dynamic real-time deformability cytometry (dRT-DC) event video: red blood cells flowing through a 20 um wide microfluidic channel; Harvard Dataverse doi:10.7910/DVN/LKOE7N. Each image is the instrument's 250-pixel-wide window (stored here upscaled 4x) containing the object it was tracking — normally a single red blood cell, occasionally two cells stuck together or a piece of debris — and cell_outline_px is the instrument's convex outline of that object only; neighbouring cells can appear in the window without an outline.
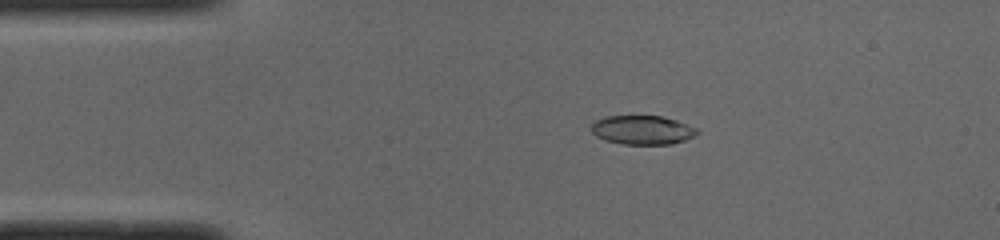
{"species": "common noctule bat (a hibernating species)", "species_latin": "Nyctalus noctula", "temperature_condition": "cold", "stored_images_in_passage": 50, "camera_frame_rate_fps": 3000, "um_per_image_px": 0.085, "animal": {"sex": "male", "body_mass_g": 19.0, "forearm_length_mm": 50.8}, "frame": {"image": 1, "passage_image": 9, "time_ms": 2.667, "image_size_px": [1000, 240], "cell_outline_px": [[700, 132], [684, 140], [672, 144], [624, 144], [608, 140], [596, 136], [592, 132], [592, 124], [596, 120], [608, 116], [660, 116], [676, 120], [696, 128]], "centroid_in_image_um": [54.61, 11.04], "position_along_channel_um": 30.4, "area_um2": 17.57}}
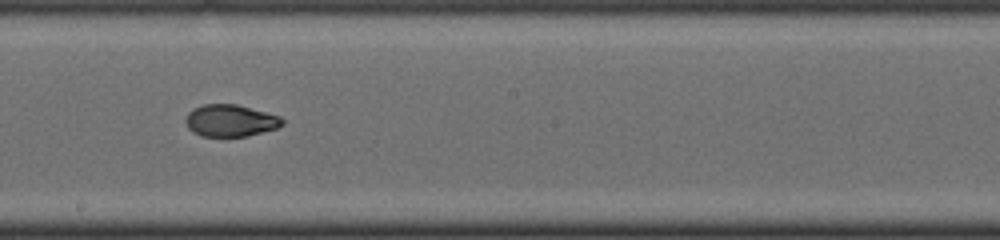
{"frame": {"image": 2, "passage_image": 27, "time_ms": 8.667, "image_size_px": [1000, 240], "cell_outline_px": [[284, 124], [276, 128], [248, 136], [200, 136], [192, 132], [188, 128], [184, 120], [188, 112], [192, 108], [204, 104], [236, 104], [280, 116], [284, 120]], "centroid_in_image_um": [19.55, 10.25], "position_along_channel_um": 228.7, "area_um2": 18.09}}
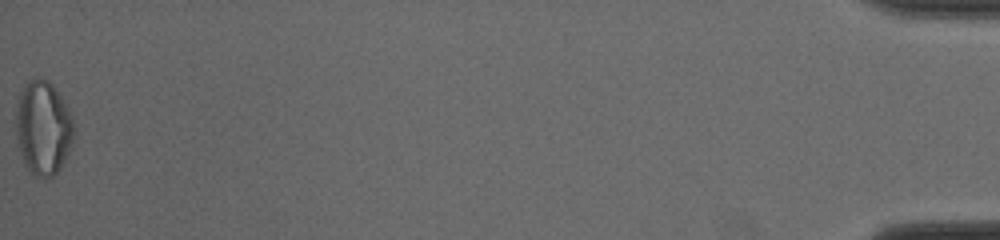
{"frame": {"image": 3, "passage_image": 50, "time_ms": 16.333, "image_size_px": [1000, 240], "cell_outline_px": [[72, 140], [68, 152], [60, 168], [52, 176], [36, 176], [28, 168], [24, 160], [16, 136], [16, 112], [20, 92], [24, 84], [28, 80], [36, 76], [48, 80], [52, 84], [60, 96], [72, 120]], "centroid_in_image_um": [3.64, 10.81], "position_along_channel_um": 431.6, "area_um2": 30.92}, "authors_computed_cell_mechanics": {"area_um2": 18.6694, "velocity_mm_per_s": 3.9924, "shape_relaxation_time_tau1_ms": 3.9589, "shape_relaxation_time_tau2_ms": 1.7863, "deformation_change_tau1": 0.1624, "deformation_change_tau2": 0.0591}}